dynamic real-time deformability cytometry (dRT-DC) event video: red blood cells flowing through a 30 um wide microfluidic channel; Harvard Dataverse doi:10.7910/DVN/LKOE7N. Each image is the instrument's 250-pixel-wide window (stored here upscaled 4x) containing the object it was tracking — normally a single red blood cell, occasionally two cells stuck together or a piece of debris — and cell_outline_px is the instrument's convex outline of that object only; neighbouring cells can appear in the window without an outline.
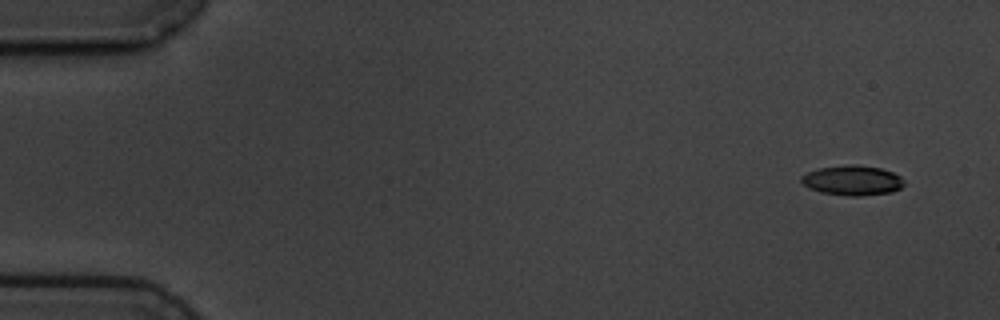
{"species": "common noctule bat (a hibernating species)", "species_latin": "Nyctalus noctula", "temperature_condition": "cold", "stored_images_in_passage": 4, "camera_frame_rate_fps": 3000, "um_per_image_px": 0.085, "animal": {"sex": "male", "body_mass_g": 19.5, "forearm_length_mm": 54.6}, "frame": {"image": 1, "passage_image": 1, "time_ms": 0.0, "image_size_px": [1000, 320], "cell_outline_px": [[904, 184], [900, 188], [892, 192], [860, 196], [852, 196], [820, 192], [808, 188], [800, 180], [800, 176], [816, 168], [848, 164], [856, 164], [880, 168], [892, 172], [900, 176], [904, 180]], "centroid_in_image_um": [72.43, 15.32], "position_along_channel_um": 12.6, "area_um2": 18.03}}
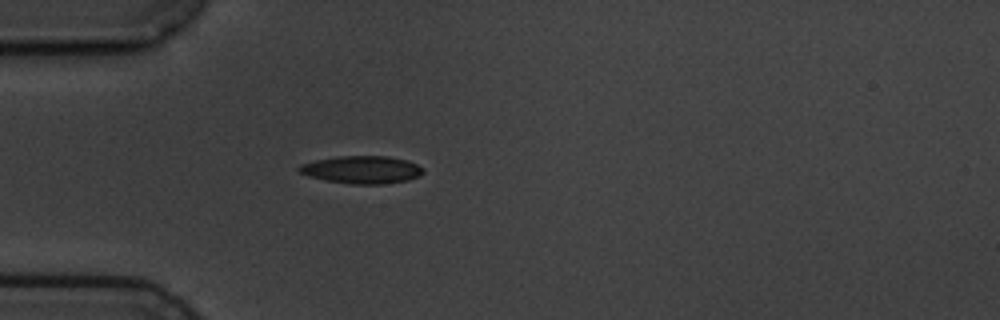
{"frame": {"image": 2, "passage_image": 4, "time_ms": 4.333, "image_size_px": [1000, 320], "cell_outline_px": [[424, 172], [420, 176], [408, 180], [384, 184], [352, 184], [324, 180], [308, 176], [300, 172], [296, 168], [300, 164], [316, 160], [340, 156], [388, 156], [408, 160], [424, 168]], "centroid_in_image_um": [30.78, 14.42], "position_along_channel_um": 54.2, "area_um2": 20.11}}